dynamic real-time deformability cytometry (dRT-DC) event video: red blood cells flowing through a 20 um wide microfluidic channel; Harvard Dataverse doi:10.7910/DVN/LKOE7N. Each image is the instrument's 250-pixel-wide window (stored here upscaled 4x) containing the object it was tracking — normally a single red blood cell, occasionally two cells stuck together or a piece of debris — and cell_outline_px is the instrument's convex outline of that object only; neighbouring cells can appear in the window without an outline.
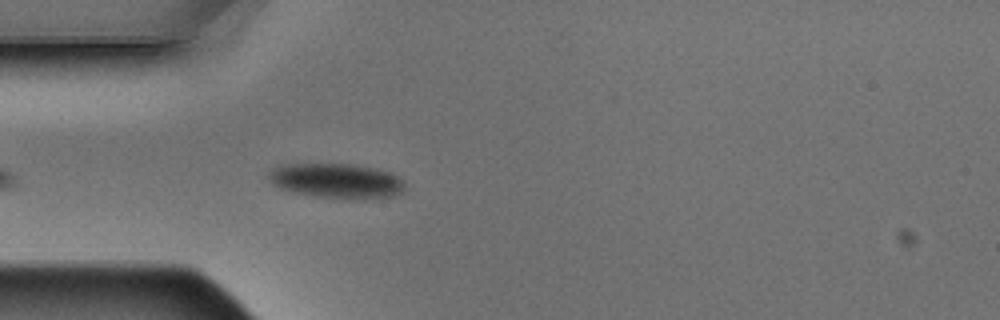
{"species": "Egyptian fruit bat (a non-hibernating species)", "species_latin": "Rousettus aegyptiacus", "temperature_condition": "warm", "stored_images_in_passage": 5, "camera_frame_rate_fps": 3000, "um_per_image_px": 0.085, "animal": {"sex": "male"}, "frame": {"image": 1, "passage_image": 5, "time_ms": 1.333, "image_size_px": [1000, 320], "cell_outline_px": [[404, 192], [392, 196], [368, 200], [320, 196], [292, 192], [280, 188], [272, 184], [264, 176], [268, 172], [280, 164], [352, 164], [376, 168], [388, 172], [404, 180]], "centroid_in_image_um": [28.59, 15.37], "position_along_channel_um": 56.4, "area_um2": 27.92}}